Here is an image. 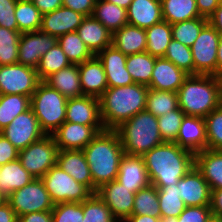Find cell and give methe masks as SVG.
Here are the masks:
<instances>
[{
	"mask_svg": "<svg viewBox=\"0 0 222 222\" xmlns=\"http://www.w3.org/2000/svg\"><path fill=\"white\" fill-rule=\"evenodd\" d=\"M150 183L172 186L195 165V154L176 143L164 142L143 155Z\"/></svg>",
	"mask_w": 222,
	"mask_h": 222,
	"instance_id": "6da1fadb",
	"label": "cell"
},
{
	"mask_svg": "<svg viewBox=\"0 0 222 222\" xmlns=\"http://www.w3.org/2000/svg\"><path fill=\"white\" fill-rule=\"evenodd\" d=\"M82 151L97 188L116 180L120 161L125 154L116 130L99 132Z\"/></svg>",
	"mask_w": 222,
	"mask_h": 222,
	"instance_id": "7a4b0ae2",
	"label": "cell"
},
{
	"mask_svg": "<svg viewBox=\"0 0 222 222\" xmlns=\"http://www.w3.org/2000/svg\"><path fill=\"white\" fill-rule=\"evenodd\" d=\"M148 86L133 83L108 87L99 97L101 119L105 129L115 130L140 111L145 110Z\"/></svg>",
	"mask_w": 222,
	"mask_h": 222,
	"instance_id": "3957f363",
	"label": "cell"
},
{
	"mask_svg": "<svg viewBox=\"0 0 222 222\" xmlns=\"http://www.w3.org/2000/svg\"><path fill=\"white\" fill-rule=\"evenodd\" d=\"M177 95L178 107L185 115L205 118L222 104V79L214 75H189Z\"/></svg>",
	"mask_w": 222,
	"mask_h": 222,
	"instance_id": "277c9868",
	"label": "cell"
},
{
	"mask_svg": "<svg viewBox=\"0 0 222 222\" xmlns=\"http://www.w3.org/2000/svg\"><path fill=\"white\" fill-rule=\"evenodd\" d=\"M124 152L143 156L163 142L157 118L147 110L140 111L115 129Z\"/></svg>",
	"mask_w": 222,
	"mask_h": 222,
	"instance_id": "5b68a950",
	"label": "cell"
},
{
	"mask_svg": "<svg viewBox=\"0 0 222 222\" xmlns=\"http://www.w3.org/2000/svg\"><path fill=\"white\" fill-rule=\"evenodd\" d=\"M67 100L44 81L39 83L32 94L30 108L46 135H52L65 122Z\"/></svg>",
	"mask_w": 222,
	"mask_h": 222,
	"instance_id": "8992f818",
	"label": "cell"
},
{
	"mask_svg": "<svg viewBox=\"0 0 222 222\" xmlns=\"http://www.w3.org/2000/svg\"><path fill=\"white\" fill-rule=\"evenodd\" d=\"M41 180L54 205L66 202L81 203L93 194L58 165L51 167Z\"/></svg>",
	"mask_w": 222,
	"mask_h": 222,
	"instance_id": "52a82bcc",
	"label": "cell"
},
{
	"mask_svg": "<svg viewBox=\"0 0 222 222\" xmlns=\"http://www.w3.org/2000/svg\"><path fill=\"white\" fill-rule=\"evenodd\" d=\"M58 151L53 136L45 135L20 150L18 159L22 167L34 178H42L51 167L57 165Z\"/></svg>",
	"mask_w": 222,
	"mask_h": 222,
	"instance_id": "ba28073f",
	"label": "cell"
},
{
	"mask_svg": "<svg viewBox=\"0 0 222 222\" xmlns=\"http://www.w3.org/2000/svg\"><path fill=\"white\" fill-rule=\"evenodd\" d=\"M6 201L17 217L32 212L52 211L54 207L41 178H34L23 188L15 190Z\"/></svg>",
	"mask_w": 222,
	"mask_h": 222,
	"instance_id": "9c48e42d",
	"label": "cell"
},
{
	"mask_svg": "<svg viewBox=\"0 0 222 222\" xmlns=\"http://www.w3.org/2000/svg\"><path fill=\"white\" fill-rule=\"evenodd\" d=\"M220 34L208 22L190 47L193 55L194 75L216 76L217 49Z\"/></svg>",
	"mask_w": 222,
	"mask_h": 222,
	"instance_id": "30bf717a",
	"label": "cell"
},
{
	"mask_svg": "<svg viewBox=\"0 0 222 222\" xmlns=\"http://www.w3.org/2000/svg\"><path fill=\"white\" fill-rule=\"evenodd\" d=\"M41 82L35 68L20 63L0 66V94L32 96Z\"/></svg>",
	"mask_w": 222,
	"mask_h": 222,
	"instance_id": "8fae6325",
	"label": "cell"
},
{
	"mask_svg": "<svg viewBox=\"0 0 222 222\" xmlns=\"http://www.w3.org/2000/svg\"><path fill=\"white\" fill-rule=\"evenodd\" d=\"M0 133L19 151L46 135L31 108L15 117Z\"/></svg>",
	"mask_w": 222,
	"mask_h": 222,
	"instance_id": "7c38bea8",
	"label": "cell"
},
{
	"mask_svg": "<svg viewBox=\"0 0 222 222\" xmlns=\"http://www.w3.org/2000/svg\"><path fill=\"white\" fill-rule=\"evenodd\" d=\"M57 44V37L41 30L21 33L18 46V63L37 68L41 57Z\"/></svg>",
	"mask_w": 222,
	"mask_h": 222,
	"instance_id": "4fadbf2b",
	"label": "cell"
},
{
	"mask_svg": "<svg viewBox=\"0 0 222 222\" xmlns=\"http://www.w3.org/2000/svg\"><path fill=\"white\" fill-rule=\"evenodd\" d=\"M104 126H86L65 121L53 134L59 150H83Z\"/></svg>",
	"mask_w": 222,
	"mask_h": 222,
	"instance_id": "5bb4252c",
	"label": "cell"
},
{
	"mask_svg": "<svg viewBox=\"0 0 222 222\" xmlns=\"http://www.w3.org/2000/svg\"><path fill=\"white\" fill-rule=\"evenodd\" d=\"M96 194L109 207L119 222H124L132 215L135 193L118 181L113 180L101 185Z\"/></svg>",
	"mask_w": 222,
	"mask_h": 222,
	"instance_id": "9a60e30c",
	"label": "cell"
},
{
	"mask_svg": "<svg viewBox=\"0 0 222 222\" xmlns=\"http://www.w3.org/2000/svg\"><path fill=\"white\" fill-rule=\"evenodd\" d=\"M177 187L186 206H210L212 190L195 165L178 181Z\"/></svg>",
	"mask_w": 222,
	"mask_h": 222,
	"instance_id": "2e32d148",
	"label": "cell"
},
{
	"mask_svg": "<svg viewBox=\"0 0 222 222\" xmlns=\"http://www.w3.org/2000/svg\"><path fill=\"white\" fill-rule=\"evenodd\" d=\"M116 181L133 193L148 187L151 183L143 156L125 153L120 161Z\"/></svg>",
	"mask_w": 222,
	"mask_h": 222,
	"instance_id": "e0dca14e",
	"label": "cell"
},
{
	"mask_svg": "<svg viewBox=\"0 0 222 222\" xmlns=\"http://www.w3.org/2000/svg\"><path fill=\"white\" fill-rule=\"evenodd\" d=\"M65 121L86 126H104L101 119L99 98L84 95L68 99Z\"/></svg>",
	"mask_w": 222,
	"mask_h": 222,
	"instance_id": "ac0fdd59",
	"label": "cell"
},
{
	"mask_svg": "<svg viewBox=\"0 0 222 222\" xmlns=\"http://www.w3.org/2000/svg\"><path fill=\"white\" fill-rule=\"evenodd\" d=\"M96 56L103 64L108 87H121L134 83L126 69L127 55L123 52L112 45L100 51Z\"/></svg>",
	"mask_w": 222,
	"mask_h": 222,
	"instance_id": "d6986e66",
	"label": "cell"
},
{
	"mask_svg": "<svg viewBox=\"0 0 222 222\" xmlns=\"http://www.w3.org/2000/svg\"><path fill=\"white\" fill-rule=\"evenodd\" d=\"M57 165L93 194L97 192L98 188L93 184L89 165L82 150H59Z\"/></svg>",
	"mask_w": 222,
	"mask_h": 222,
	"instance_id": "ffe728a7",
	"label": "cell"
},
{
	"mask_svg": "<svg viewBox=\"0 0 222 222\" xmlns=\"http://www.w3.org/2000/svg\"><path fill=\"white\" fill-rule=\"evenodd\" d=\"M84 17L79 12L61 6L50 13L42 15L40 30L58 38L69 32H75Z\"/></svg>",
	"mask_w": 222,
	"mask_h": 222,
	"instance_id": "44dd1931",
	"label": "cell"
},
{
	"mask_svg": "<svg viewBox=\"0 0 222 222\" xmlns=\"http://www.w3.org/2000/svg\"><path fill=\"white\" fill-rule=\"evenodd\" d=\"M175 143L194 154L207 149L204 118L185 115Z\"/></svg>",
	"mask_w": 222,
	"mask_h": 222,
	"instance_id": "7402d4cb",
	"label": "cell"
},
{
	"mask_svg": "<svg viewBox=\"0 0 222 222\" xmlns=\"http://www.w3.org/2000/svg\"><path fill=\"white\" fill-rule=\"evenodd\" d=\"M188 76L164 57L156 58L148 88L177 92Z\"/></svg>",
	"mask_w": 222,
	"mask_h": 222,
	"instance_id": "603a6c76",
	"label": "cell"
},
{
	"mask_svg": "<svg viewBox=\"0 0 222 222\" xmlns=\"http://www.w3.org/2000/svg\"><path fill=\"white\" fill-rule=\"evenodd\" d=\"M78 68L83 95L99 98L108 88L102 62L95 55L93 58L78 64Z\"/></svg>",
	"mask_w": 222,
	"mask_h": 222,
	"instance_id": "cb8c5ba5",
	"label": "cell"
},
{
	"mask_svg": "<svg viewBox=\"0 0 222 222\" xmlns=\"http://www.w3.org/2000/svg\"><path fill=\"white\" fill-rule=\"evenodd\" d=\"M128 24L142 29L163 21L161 0H132L127 9Z\"/></svg>",
	"mask_w": 222,
	"mask_h": 222,
	"instance_id": "d4e9b609",
	"label": "cell"
},
{
	"mask_svg": "<svg viewBox=\"0 0 222 222\" xmlns=\"http://www.w3.org/2000/svg\"><path fill=\"white\" fill-rule=\"evenodd\" d=\"M76 32L94 55L112 46L113 34L93 16H85Z\"/></svg>",
	"mask_w": 222,
	"mask_h": 222,
	"instance_id": "484cf974",
	"label": "cell"
},
{
	"mask_svg": "<svg viewBox=\"0 0 222 222\" xmlns=\"http://www.w3.org/2000/svg\"><path fill=\"white\" fill-rule=\"evenodd\" d=\"M44 82L67 99L84 96L80 85L78 64H71L51 74Z\"/></svg>",
	"mask_w": 222,
	"mask_h": 222,
	"instance_id": "4316f807",
	"label": "cell"
},
{
	"mask_svg": "<svg viewBox=\"0 0 222 222\" xmlns=\"http://www.w3.org/2000/svg\"><path fill=\"white\" fill-rule=\"evenodd\" d=\"M195 166L211 190L222 188V151L205 149L195 153Z\"/></svg>",
	"mask_w": 222,
	"mask_h": 222,
	"instance_id": "83f0119b",
	"label": "cell"
},
{
	"mask_svg": "<svg viewBox=\"0 0 222 222\" xmlns=\"http://www.w3.org/2000/svg\"><path fill=\"white\" fill-rule=\"evenodd\" d=\"M34 177L27 172L19 159L0 166V194L7 199L12 192L29 184Z\"/></svg>",
	"mask_w": 222,
	"mask_h": 222,
	"instance_id": "f1b7e54d",
	"label": "cell"
},
{
	"mask_svg": "<svg viewBox=\"0 0 222 222\" xmlns=\"http://www.w3.org/2000/svg\"><path fill=\"white\" fill-rule=\"evenodd\" d=\"M146 43L145 29L129 24L116 30L112 36V45L125 55L144 52Z\"/></svg>",
	"mask_w": 222,
	"mask_h": 222,
	"instance_id": "f546056e",
	"label": "cell"
},
{
	"mask_svg": "<svg viewBox=\"0 0 222 222\" xmlns=\"http://www.w3.org/2000/svg\"><path fill=\"white\" fill-rule=\"evenodd\" d=\"M92 16L112 34L128 24L127 10L106 0H96Z\"/></svg>",
	"mask_w": 222,
	"mask_h": 222,
	"instance_id": "4dcf8cb0",
	"label": "cell"
},
{
	"mask_svg": "<svg viewBox=\"0 0 222 222\" xmlns=\"http://www.w3.org/2000/svg\"><path fill=\"white\" fill-rule=\"evenodd\" d=\"M145 31L147 41L145 51L156 58L164 57L166 49L173 39L171 24L163 20Z\"/></svg>",
	"mask_w": 222,
	"mask_h": 222,
	"instance_id": "1f68e13d",
	"label": "cell"
},
{
	"mask_svg": "<svg viewBox=\"0 0 222 222\" xmlns=\"http://www.w3.org/2000/svg\"><path fill=\"white\" fill-rule=\"evenodd\" d=\"M163 20L170 24L199 18L196 0H161Z\"/></svg>",
	"mask_w": 222,
	"mask_h": 222,
	"instance_id": "d6a6232c",
	"label": "cell"
},
{
	"mask_svg": "<svg viewBox=\"0 0 222 222\" xmlns=\"http://www.w3.org/2000/svg\"><path fill=\"white\" fill-rule=\"evenodd\" d=\"M156 57L146 51L127 55L126 69L134 83L149 86Z\"/></svg>",
	"mask_w": 222,
	"mask_h": 222,
	"instance_id": "836d02e7",
	"label": "cell"
},
{
	"mask_svg": "<svg viewBox=\"0 0 222 222\" xmlns=\"http://www.w3.org/2000/svg\"><path fill=\"white\" fill-rule=\"evenodd\" d=\"M31 97L19 94H0V131L15 117L30 109Z\"/></svg>",
	"mask_w": 222,
	"mask_h": 222,
	"instance_id": "e575fe53",
	"label": "cell"
},
{
	"mask_svg": "<svg viewBox=\"0 0 222 222\" xmlns=\"http://www.w3.org/2000/svg\"><path fill=\"white\" fill-rule=\"evenodd\" d=\"M57 43L62 48L71 64H80L95 56L76 31L58 37Z\"/></svg>",
	"mask_w": 222,
	"mask_h": 222,
	"instance_id": "d590c367",
	"label": "cell"
},
{
	"mask_svg": "<svg viewBox=\"0 0 222 222\" xmlns=\"http://www.w3.org/2000/svg\"><path fill=\"white\" fill-rule=\"evenodd\" d=\"M178 108V95L173 91H162L149 88L145 110L156 118Z\"/></svg>",
	"mask_w": 222,
	"mask_h": 222,
	"instance_id": "8d00e7d4",
	"label": "cell"
},
{
	"mask_svg": "<svg viewBox=\"0 0 222 222\" xmlns=\"http://www.w3.org/2000/svg\"><path fill=\"white\" fill-rule=\"evenodd\" d=\"M15 16L20 33L40 30L42 25V14L32 1H17Z\"/></svg>",
	"mask_w": 222,
	"mask_h": 222,
	"instance_id": "74e56055",
	"label": "cell"
},
{
	"mask_svg": "<svg viewBox=\"0 0 222 222\" xmlns=\"http://www.w3.org/2000/svg\"><path fill=\"white\" fill-rule=\"evenodd\" d=\"M158 189L150 184L135 193L132 215H150L161 217Z\"/></svg>",
	"mask_w": 222,
	"mask_h": 222,
	"instance_id": "f35d334b",
	"label": "cell"
},
{
	"mask_svg": "<svg viewBox=\"0 0 222 222\" xmlns=\"http://www.w3.org/2000/svg\"><path fill=\"white\" fill-rule=\"evenodd\" d=\"M69 65H71L70 61L57 43L41 57L36 71L40 80L44 81L51 74Z\"/></svg>",
	"mask_w": 222,
	"mask_h": 222,
	"instance_id": "ab89813d",
	"label": "cell"
},
{
	"mask_svg": "<svg viewBox=\"0 0 222 222\" xmlns=\"http://www.w3.org/2000/svg\"><path fill=\"white\" fill-rule=\"evenodd\" d=\"M158 189L160 216L178 217L186 208L184 201L180 198L177 184L166 187H156Z\"/></svg>",
	"mask_w": 222,
	"mask_h": 222,
	"instance_id": "60d3db41",
	"label": "cell"
},
{
	"mask_svg": "<svg viewBox=\"0 0 222 222\" xmlns=\"http://www.w3.org/2000/svg\"><path fill=\"white\" fill-rule=\"evenodd\" d=\"M207 23L208 19L199 17L171 24L172 38L183 45L191 47Z\"/></svg>",
	"mask_w": 222,
	"mask_h": 222,
	"instance_id": "b9f144b4",
	"label": "cell"
},
{
	"mask_svg": "<svg viewBox=\"0 0 222 222\" xmlns=\"http://www.w3.org/2000/svg\"><path fill=\"white\" fill-rule=\"evenodd\" d=\"M21 33L0 27V66L18 63V46Z\"/></svg>",
	"mask_w": 222,
	"mask_h": 222,
	"instance_id": "7bdbcfd3",
	"label": "cell"
},
{
	"mask_svg": "<svg viewBox=\"0 0 222 222\" xmlns=\"http://www.w3.org/2000/svg\"><path fill=\"white\" fill-rule=\"evenodd\" d=\"M164 58L189 75H194L193 55L189 46L172 39L168 45Z\"/></svg>",
	"mask_w": 222,
	"mask_h": 222,
	"instance_id": "ee69618b",
	"label": "cell"
},
{
	"mask_svg": "<svg viewBox=\"0 0 222 222\" xmlns=\"http://www.w3.org/2000/svg\"><path fill=\"white\" fill-rule=\"evenodd\" d=\"M83 213L82 222H119L96 193L83 201Z\"/></svg>",
	"mask_w": 222,
	"mask_h": 222,
	"instance_id": "f6af8a7d",
	"label": "cell"
},
{
	"mask_svg": "<svg viewBox=\"0 0 222 222\" xmlns=\"http://www.w3.org/2000/svg\"><path fill=\"white\" fill-rule=\"evenodd\" d=\"M207 149L222 151V104L205 118Z\"/></svg>",
	"mask_w": 222,
	"mask_h": 222,
	"instance_id": "bcb514c9",
	"label": "cell"
},
{
	"mask_svg": "<svg viewBox=\"0 0 222 222\" xmlns=\"http://www.w3.org/2000/svg\"><path fill=\"white\" fill-rule=\"evenodd\" d=\"M184 116V112L178 107L157 118L163 142L175 143Z\"/></svg>",
	"mask_w": 222,
	"mask_h": 222,
	"instance_id": "7dc6e473",
	"label": "cell"
},
{
	"mask_svg": "<svg viewBox=\"0 0 222 222\" xmlns=\"http://www.w3.org/2000/svg\"><path fill=\"white\" fill-rule=\"evenodd\" d=\"M53 222H82L84 218L83 202H66L54 205Z\"/></svg>",
	"mask_w": 222,
	"mask_h": 222,
	"instance_id": "c3c4849f",
	"label": "cell"
},
{
	"mask_svg": "<svg viewBox=\"0 0 222 222\" xmlns=\"http://www.w3.org/2000/svg\"><path fill=\"white\" fill-rule=\"evenodd\" d=\"M213 219L210 206H186L178 216V222H210Z\"/></svg>",
	"mask_w": 222,
	"mask_h": 222,
	"instance_id": "681fc988",
	"label": "cell"
},
{
	"mask_svg": "<svg viewBox=\"0 0 222 222\" xmlns=\"http://www.w3.org/2000/svg\"><path fill=\"white\" fill-rule=\"evenodd\" d=\"M17 0H0V27L19 31L15 16Z\"/></svg>",
	"mask_w": 222,
	"mask_h": 222,
	"instance_id": "f907efd6",
	"label": "cell"
},
{
	"mask_svg": "<svg viewBox=\"0 0 222 222\" xmlns=\"http://www.w3.org/2000/svg\"><path fill=\"white\" fill-rule=\"evenodd\" d=\"M19 150L0 133V166L18 159Z\"/></svg>",
	"mask_w": 222,
	"mask_h": 222,
	"instance_id": "816d5d0a",
	"label": "cell"
},
{
	"mask_svg": "<svg viewBox=\"0 0 222 222\" xmlns=\"http://www.w3.org/2000/svg\"><path fill=\"white\" fill-rule=\"evenodd\" d=\"M96 0H62V6L81 13L83 16H92Z\"/></svg>",
	"mask_w": 222,
	"mask_h": 222,
	"instance_id": "f5cc1de1",
	"label": "cell"
},
{
	"mask_svg": "<svg viewBox=\"0 0 222 222\" xmlns=\"http://www.w3.org/2000/svg\"><path fill=\"white\" fill-rule=\"evenodd\" d=\"M221 0H196L200 17L209 19L218 8Z\"/></svg>",
	"mask_w": 222,
	"mask_h": 222,
	"instance_id": "db71d44e",
	"label": "cell"
},
{
	"mask_svg": "<svg viewBox=\"0 0 222 222\" xmlns=\"http://www.w3.org/2000/svg\"><path fill=\"white\" fill-rule=\"evenodd\" d=\"M18 222H53L52 212H32L18 217Z\"/></svg>",
	"mask_w": 222,
	"mask_h": 222,
	"instance_id": "11a10c76",
	"label": "cell"
},
{
	"mask_svg": "<svg viewBox=\"0 0 222 222\" xmlns=\"http://www.w3.org/2000/svg\"><path fill=\"white\" fill-rule=\"evenodd\" d=\"M210 209L213 218L222 217V188L211 191Z\"/></svg>",
	"mask_w": 222,
	"mask_h": 222,
	"instance_id": "9f6ffc18",
	"label": "cell"
},
{
	"mask_svg": "<svg viewBox=\"0 0 222 222\" xmlns=\"http://www.w3.org/2000/svg\"><path fill=\"white\" fill-rule=\"evenodd\" d=\"M42 15L50 13L62 6V0H32Z\"/></svg>",
	"mask_w": 222,
	"mask_h": 222,
	"instance_id": "6f0895ef",
	"label": "cell"
},
{
	"mask_svg": "<svg viewBox=\"0 0 222 222\" xmlns=\"http://www.w3.org/2000/svg\"><path fill=\"white\" fill-rule=\"evenodd\" d=\"M0 222H18L15 211L7 201L0 205Z\"/></svg>",
	"mask_w": 222,
	"mask_h": 222,
	"instance_id": "680465c9",
	"label": "cell"
},
{
	"mask_svg": "<svg viewBox=\"0 0 222 222\" xmlns=\"http://www.w3.org/2000/svg\"><path fill=\"white\" fill-rule=\"evenodd\" d=\"M208 22L219 34H222V0L214 14L208 19Z\"/></svg>",
	"mask_w": 222,
	"mask_h": 222,
	"instance_id": "91938a15",
	"label": "cell"
},
{
	"mask_svg": "<svg viewBox=\"0 0 222 222\" xmlns=\"http://www.w3.org/2000/svg\"><path fill=\"white\" fill-rule=\"evenodd\" d=\"M124 222H160V217L150 215H131Z\"/></svg>",
	"mask_w": 222,
	"mask_h": 222,
	"instance_id": "94428289",
	"label": "cell"
},
{
	"mask_svg": "<svg viewBox=\"0 0 222 222\" xmlns=\"http://www.w3.org/2000/svg\"><path fill=\"white\" fill-rule=\"evenodd\" d=\"M216 76L222 79V34H220V39L217 49Z\"/></svg>",
	"mask_w": 222,
	"mask_h": 222,
	"instance_id": "6125c7cd",
	"label": "cell"
},
{
	"mask_svg": "<svg viewBox=\"0 0 222 222\" xmlns=\"http://www.w3.org/2000/svg\"><path fill=\"white\" fill-rule=\"evenodd\" d=\"M110 3H113L119 7H122L124 9H128V7L130 6L132 0H106Z\"/></svg>",
	"mask_w": 222,
	"mask_h": 222,
	"instance_id": "be15d7a7",
	"label": "cell"
},
{
	"mask_svg": "<svg viewBox=\"0 0 222 222\" xmlns=\"http://www.w3.org/2000/svg\"><path fill=\"white\" fill-rule=\"evenodd\" d=\"M160 222H178V217H173V216L160 217Z\"/></svg>",
	"mask_w": 222,
	"mask_h": 222,
	"instance_id": "e7e4bbea",
	"label": "cell"
},
{
	"mask_svg": "<svg viewBox=\"0 0 222 222\" xmlns=\"http://www.w3.org/2000/svg\"><path fill=\"white\" fill-rule=\"evenodd\" d=\"M6 199L0 194V205H2Z\"/></svg>",
	"mask_w": 222,
	"mask_h": 222,
	"instance_id": "03108f58",
	"label": "cell"
},
{
	"mask_svg": "<svg viewBox=\"0 0 222 222\" xmlns=\"http://www.w3.org/2000/svg\"><path fill=\"white\" fill-rule=\"evenodd\" d=\"M210 222H220V221L217 218H213V219L210 220Z\"/></svg>",
	"mask_w": 222,
	"mask_h": 222,
	"instance_id": "003e7915",
	"label": "cell"
}]
</instances>
